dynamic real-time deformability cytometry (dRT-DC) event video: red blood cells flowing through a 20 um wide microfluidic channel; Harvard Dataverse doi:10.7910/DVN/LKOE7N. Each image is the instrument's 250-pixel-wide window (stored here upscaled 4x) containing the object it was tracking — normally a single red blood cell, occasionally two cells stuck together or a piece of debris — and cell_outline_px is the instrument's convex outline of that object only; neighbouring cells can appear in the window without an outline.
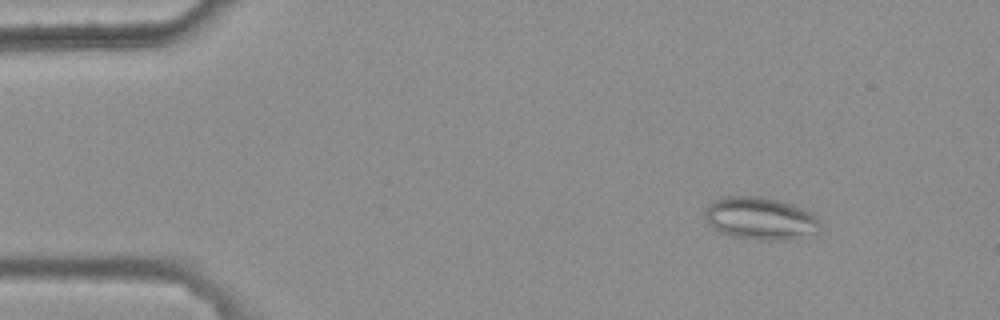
{"species": "common noctule bat (a hibernating species)", "species_latin": "Nyctalus noctula", "temperature_condition": "warm", "stored_images_in_passage": 5, "camera_frame_rate_fps": 3000, "um_per_image_px": 0.085, "animal": {"sex": "female", "body_mass_g": 25.1}, "frame": {"image": 1, "passage_image": 1, "time_ms": 0.0, "image_size_px": [1000, 320], "cell_outline_px": [[820, 232], [792, 240], [756, 240], [732, 236], [720, 232], [708, 224], [704, 216], [704, 208], [708, 204], [720, 196], [760, 196], [780, 200], [792, 204], [812, 212], [816, 216], [820, 224]], "centroid_in_image_um": [64.63, 18.57], "position_along_channel_um": 20.4, "area_um2": 29.19}}